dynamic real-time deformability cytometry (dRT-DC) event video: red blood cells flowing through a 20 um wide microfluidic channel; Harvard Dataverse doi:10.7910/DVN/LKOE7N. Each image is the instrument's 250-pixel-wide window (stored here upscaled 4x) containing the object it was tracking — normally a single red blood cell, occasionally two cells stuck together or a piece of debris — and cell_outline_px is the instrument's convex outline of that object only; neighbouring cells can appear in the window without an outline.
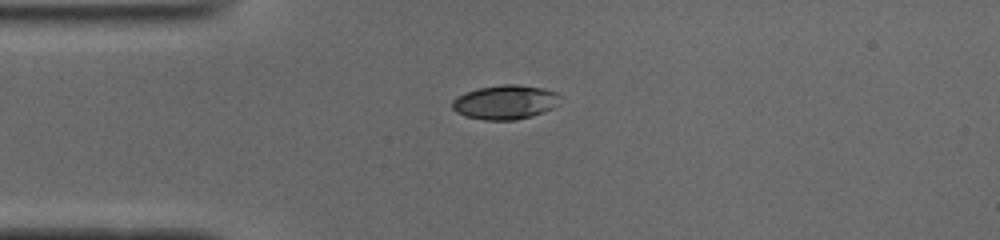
{"species": "common noctule bat (a hibernating species)", "species_latin": "Nyctalus noctula", "temperature_condition": "cold", "stored_images_in_passage": 40, "camera_frame_rate_fps": 3000, "um_per_image_px": 0.085, "animal": {"sex": "male", "body_mass_g": 19.0, "forearm_length_mm": 50.8}, "frame": {"image": 1, "passage_image": 1, "time_ms": 0.0, "image_size_px": [1000, 240], "cell_outline_px": [[560, 96], [552, 108], [532, 116], [516, 120], [484, 120], [464, 116], [456, 112], [452, 108], [452, 100], [456, 96], [480, 88], [504, 84], [516, 84], [544, 88], [556, 92]], "centroid_in_image_um": [42.9, 8.69], "position_along_channel_um": 42.1, "area_um2": 21.39}}
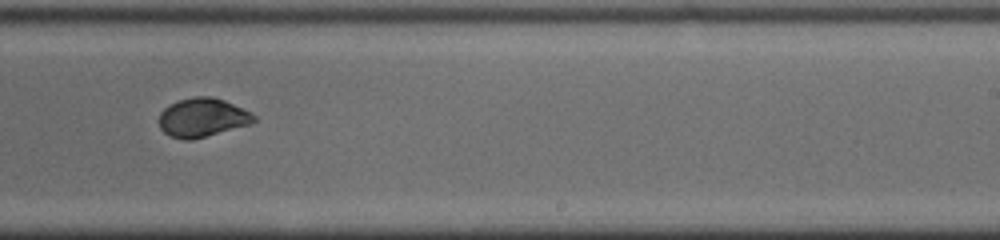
{"frame": {"image": 2, "passage_image": 20, "time_ms": 6.333, "image_size_px": [1000, 240], "cell_outline_px": [[256, 120], [248, 124], [192, 140], [184, 140], [172, 136], [164, 132], [160, 128], [160, 112], [168, 104], [180, 100], [196, 96], [212, 96], [224, 100], [252, 112], [256, 116]], "centroid_in_image_um": [17.2, 9.98], "position_along_channel_um": 271.8, "area_um2": 21.27}}
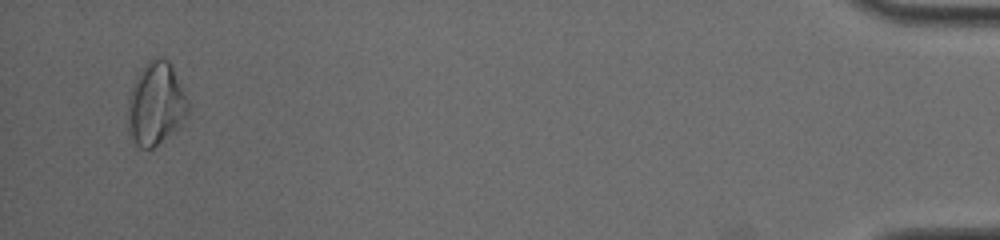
{"frame": {"image": 3, "passage_image": 38, "time_ms": 12.333, "image_size_px": [1000, 240], "cell_outline_px": [[188, 116], [176, 128], [152, 148], [140, 148], [136, 144], [128, 128], [128, 100], [136, 76], [144, 64], [152, 56], [168, 60], [172, 64], [188, 104]], "centroid_in_image_um": [13.23, 8.78], "position_along_channel_um": 422.0, "area_um2": 28.61}, "authors_computed_cell_mechanics": {"area_um2": 21.7328, "velocity_mm_per_s": 3.9087, "shape_relaxation_time_tau1_ms": 5.2478, "shape_relaxation_time_tau2_ms": 1.0793, "deformation_change_tau1": 0.1681, "deformation_change_tau2": 0.0397}}